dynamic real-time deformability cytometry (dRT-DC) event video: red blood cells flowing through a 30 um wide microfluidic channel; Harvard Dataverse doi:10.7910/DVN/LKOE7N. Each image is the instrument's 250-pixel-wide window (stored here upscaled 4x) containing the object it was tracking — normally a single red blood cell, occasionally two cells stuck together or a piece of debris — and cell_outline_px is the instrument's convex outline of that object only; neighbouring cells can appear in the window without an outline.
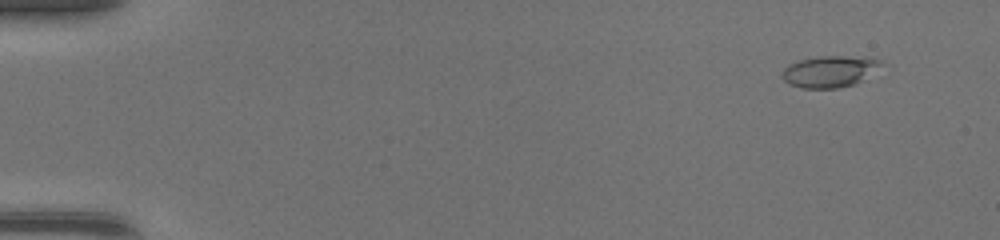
{"species": "common noctule bat (a hibernating species)", "species_latin": "Nyctalus noctula", "temperature_condition": "warm", "stored_images_in_passage": 47, "camera_frame_rate_fps": 3000, "um_per_image_px": 0.085, "animal": {"sex": "female", "body_mass_g": 17.0, "forearm_length_mm": 48.0}, "frame": {"image": 1, "passage_image": 4, "time_ms": 1.0, "image_size_px": [1000, 240], "cell_outline_px": [[880, 64], [860, 80], [852, 84], [836, 88], [800, 88], [784, 80], [780, 76], [784, 68], [788, 64], [800, 60], [820, 56], [840, 56], [880, 60]], "centroid_in_image_um": [70.37, 6.08], "position_along_channel_um": 14.6, "area_um2": 17.34}}
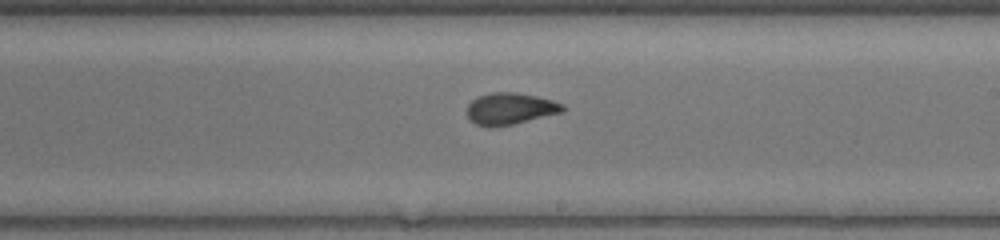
{"frame": {"image": 2, "passage_image": 29, "time_ms": 9.333, "image_size_px": [1000, 240], "cell_outline_px": [[564, 108], [560, 112], [512, 124], [492, 128], [488, 128], [476, 124], [468, 116], [468, 104], [476, 96], [492, 92], [516, 92], [536, 96], [552, 100], [564, 104]], "centroid_in_image_um": [43.32, 9.23], "position_along_channel_um": 245.7, "area_um2": 17.51}}
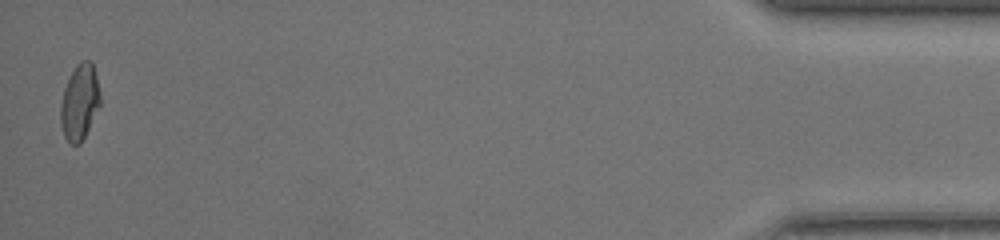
{"frame": {"image": 3, "passage_image": 47, "time_ms": 15.333, "image_size_px": [1000, 240], "cell_outline_px": [[100, 104], [80, 144], [68, 144], [64, 136], [60, 124], [60, 104], [64, 88], [76, 64], [80, 60], [92, 60], [100, 92]], "centroid_in_image_um": [6.75, 8.67], "position_along_channel_um": 428.5, "area_um2": 17.46}}